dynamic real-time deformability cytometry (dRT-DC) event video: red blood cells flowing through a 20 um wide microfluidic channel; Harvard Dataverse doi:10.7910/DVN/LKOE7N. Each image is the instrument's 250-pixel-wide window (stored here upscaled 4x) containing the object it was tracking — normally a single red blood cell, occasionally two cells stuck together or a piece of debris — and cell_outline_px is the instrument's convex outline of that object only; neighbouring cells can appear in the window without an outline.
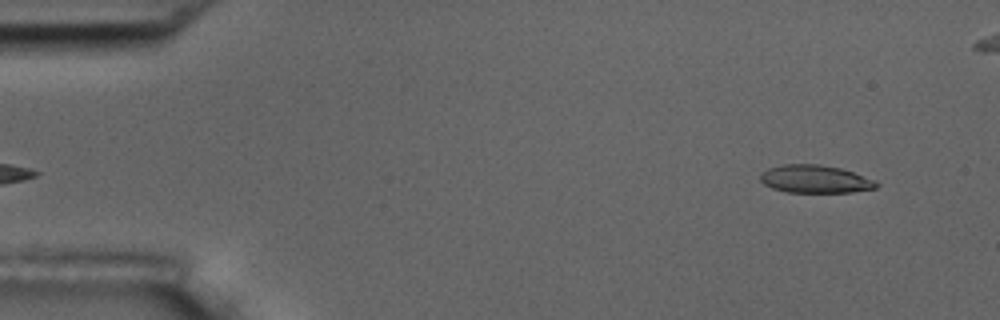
{"species": "common noctule bat (a hibernating species)", "species_latin": "Nyctalus noctula", "temperature_condition": "room temperature", "stored_images_in_passage": 51, "camera_frame_rate_fps": 3000, "um_per_image_px": 0.085, "animal": {"sex": "male", "body_mass_g": 17.5, "forearm_length_mm": 52.3}, "frame": {"image": 1, "passage_image": 2, "time_ms": 0.333, "image_size_px": [1000, 320], "cell_outline_px": [[880, 184], [876, 188], [852, 192], [788, 192], [772, 188], [764, 184], [760, 180], [760, 172], [768, 168], [784, 164], [820, 164], [840, 168], [876, 180]], "centroid_in_image_um": [69.28, 15.22], "position_along_channel_um": 15.7, "area_um2": 18.9}}
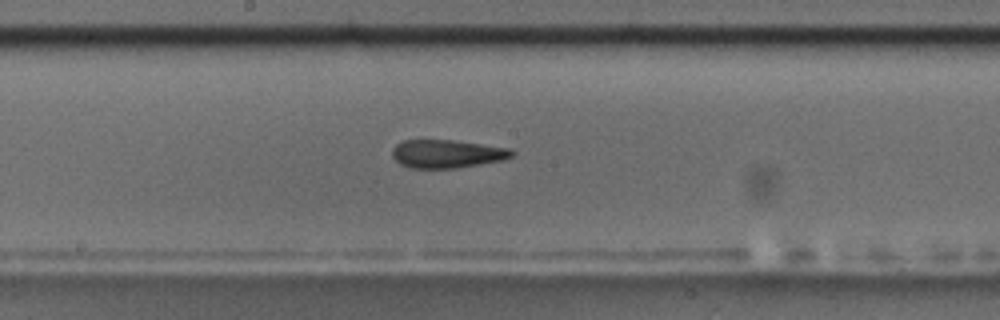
{"frame": {"image": 2, "passage_image": 27, "time_ms": 8.667, "image_size_px": [1000, 320], "cell_outline_px": [[516, 152], [512, 156], [504, 160], [456, 168], [408, 168], [400, 164], [392, 156], [392, 148], [396, 144], [404, 140], [452, 140], [512, 148]], "centroid_in_image_um": [38.01, 13.07], "position_along_channel_um": 210.2, "area_um2": 19.83}}
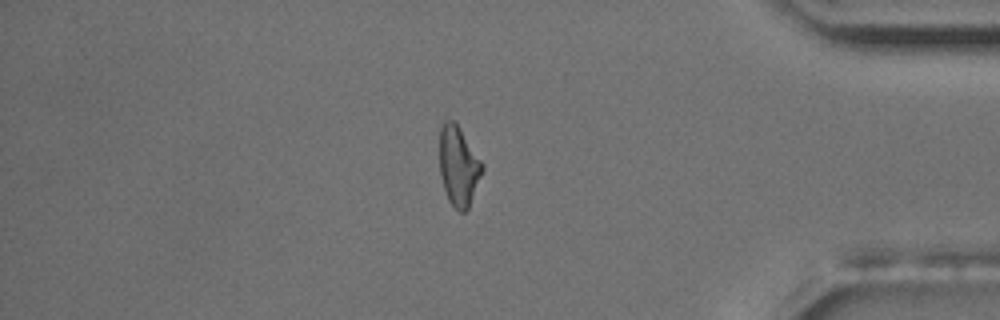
{"frame": {"image": 3, "passage_image": 45, "time_ms": 14.667, "image_size_px": [1000, 320], "cell_outline_px": [[484, 168], [468, 208], [464, 212], [460, 212], [448, 200], [444, 188], [440, 172], [440, 120], [452, 120], [460, 128], [484, 164]], "centroid_in_image_um": [38.97, 14.07], "position_along_channel_um": 396.2, "area_um2": 19.71}, "authors_computed_cell_mechanics": {"area_um2": 20.0566, "velocity_mm_per_s": 3.6049, "shape_relaxation_time_tau1_ms": null, "shape_relaxation_time_tau2_ms": 3.2573, "deformation_change_tau1": null, "deformation_change_tau2": 0.1149}}